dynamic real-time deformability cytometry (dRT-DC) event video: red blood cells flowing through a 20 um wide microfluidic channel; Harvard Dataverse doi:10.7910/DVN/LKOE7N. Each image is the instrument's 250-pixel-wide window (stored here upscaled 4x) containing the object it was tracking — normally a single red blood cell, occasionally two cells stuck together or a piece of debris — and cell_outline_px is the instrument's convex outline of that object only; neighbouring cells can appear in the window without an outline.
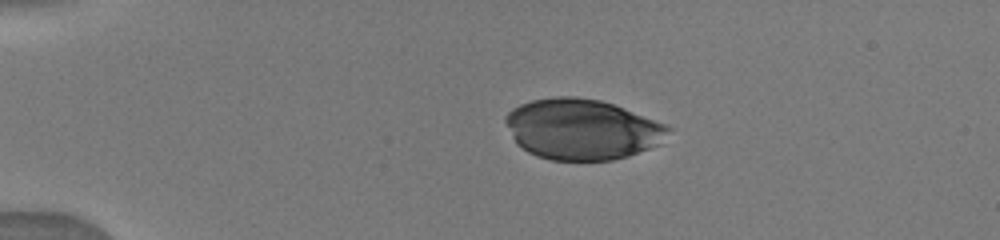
{"species": "human", "species_latin": "Homo sapiens", "temperature_condition": "warm", "stored_images_in_passage": 29, "camera_frame_rate_fps": 3000, "um_per_image_px": 0.085, "donor": {"sex": "male"}, "frame": {"image": 1, "passage_image": 1, "time_ms": 0.0, "image_size_px": [1000, 240], "cell_outline_px": [[672, 128], [660, 144], [628, 156], [612, 160], [552, 160], [536, 156], [528, 152], [516, 144], [504, 120], [504, 116], [512, 108], [520, 104], [532, 100], [556, 96], [576, 96], [600, 100], [624, 108], [668, 124]], "centroid_in_image_um": [49.47, 10.98], "position_along_channel_um": 35.5, "area_um2": 57.68}}